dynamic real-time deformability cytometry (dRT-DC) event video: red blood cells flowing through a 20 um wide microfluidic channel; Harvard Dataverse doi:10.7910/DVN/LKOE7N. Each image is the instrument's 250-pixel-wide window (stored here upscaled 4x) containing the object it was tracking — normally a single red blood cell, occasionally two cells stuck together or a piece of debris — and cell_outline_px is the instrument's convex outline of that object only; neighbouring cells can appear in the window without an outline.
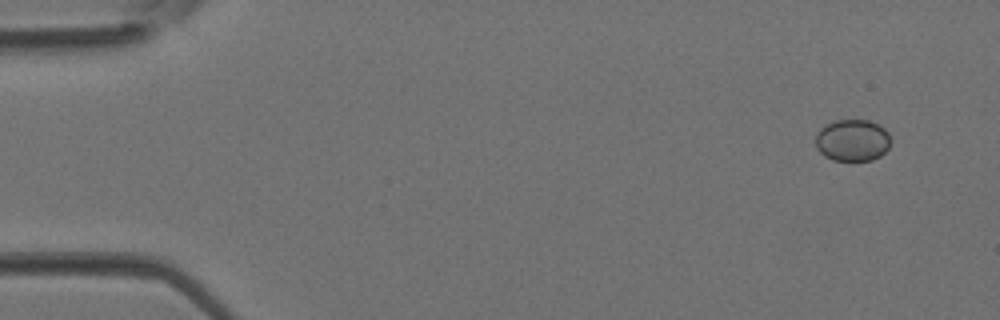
{"species": "Egyptian fruit bat (a non-hibernating species)", "species_latin": "Rousettus aegyptiacus", "temperature_condition": "room temperature", "stored_images_in_passage": 3, "camera_frame_rate_fps": 3000, "um_per_image_px": 0.085, "animal": {"sex": "female"}, "frame": {"image": 1, "passage_image": 1, "time_ms": 0.0, "image_size_px": [1000, 320], "cell_outline_px": [[892, 140], [888, 148], [880, 156], [872, 160], [832, 160], [824, 156], [816, 148], [816, 132], [824, 124], [832, 120], [868, 120], [884, 128], [888, 132]], "centroid_in_image_um": [72.44, 11.91], "position_along_channel_um": 12.6, "area_um2": 18.55}}